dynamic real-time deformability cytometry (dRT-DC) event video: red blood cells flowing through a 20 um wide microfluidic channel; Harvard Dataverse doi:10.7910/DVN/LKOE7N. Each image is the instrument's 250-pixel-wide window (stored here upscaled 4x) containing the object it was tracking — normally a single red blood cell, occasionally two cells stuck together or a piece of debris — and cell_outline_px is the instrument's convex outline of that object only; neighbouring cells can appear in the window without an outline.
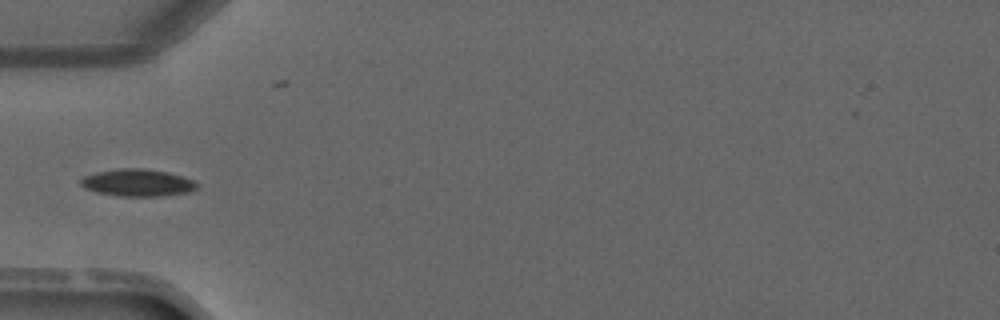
{"species": "common noctule bat (a hibernating species)", "species_latin": "Nyctalus noctula", "temperature_condition": "warm", "stored_images_in_passage": 4, "camera_frame_rate_fps": 3000, "um_per_image_px": 0.085, "animal": {"sex": "male", "forearm_length_mm": 52.5}, "frame": {"image": 1, "passage_image": 4, "time_ms": 3.667, "image_size_px": [1000, 320], "cell_outline_px": [[200, 184], [196, 188], [188, 192], [160, 196], [116, 196], [96, 192], [84, 188], [80, 184], [80, 180], [84, 176], [96, 172], [120, 168], [144, 168], [168, 172], [192, 180]], "centroid_in_image_um": [11.66, 15.53], "position_along_channel_um": 73.3, "area_um2": 18.44}}